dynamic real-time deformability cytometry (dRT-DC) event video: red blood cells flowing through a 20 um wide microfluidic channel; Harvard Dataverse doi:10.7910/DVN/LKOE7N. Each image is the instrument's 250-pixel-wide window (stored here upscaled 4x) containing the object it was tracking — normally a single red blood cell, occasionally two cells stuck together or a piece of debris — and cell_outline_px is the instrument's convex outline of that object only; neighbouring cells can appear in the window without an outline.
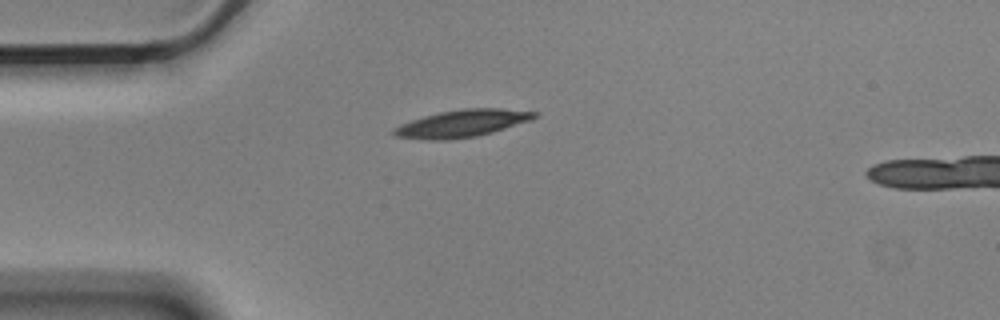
{"species": "Egyptian fruit bat (a non-hibernating species)", "species_latin": "Rousettus aegyptiacus", "temperature_condition": "cold", "stored_images_in_passage": 2, "camera_frame_rate_fps": 3000, "um_per_image_px": 0.085, "animal": {"sex": "male"}, "frame": {"image": 1, "passage_image": 1, "time_ms": 0.0, "image_size_px": [1000, 320], "cell_outline_px": [[540, 112], [532, 120], [492, 132], [476, 136], [448, 140], [428, 140], [392, 136], [392, 128], [400, 124], [424, 116], [440, 112], [460, 108], [500, 108]], "centroid_in_image_um": [39.26, 10.49], "position_along_channel_um": 45.7, "area_um2": 22.48}}
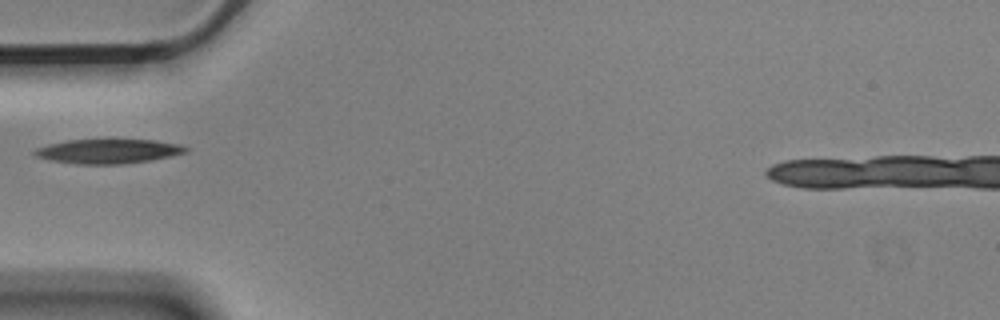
{"frame": {"image": 2, "passage_image": 2, "time_ms": 0.333, "image_size_px": [1000, 320], "cell_outline_px": [[188, 152], [172, 156], [148, 160], [120, 164], [76, 164], [52, 160], [36, 156], [32, 152], [36, 148], [48, 144], [68, 140], [112, 136], [156, 140], [180, 144], [188, 148]], "centroid_in_image_um": [9.23, 12.79], "position_along_channel_um": 75.8, "area_um2": 22.6}}